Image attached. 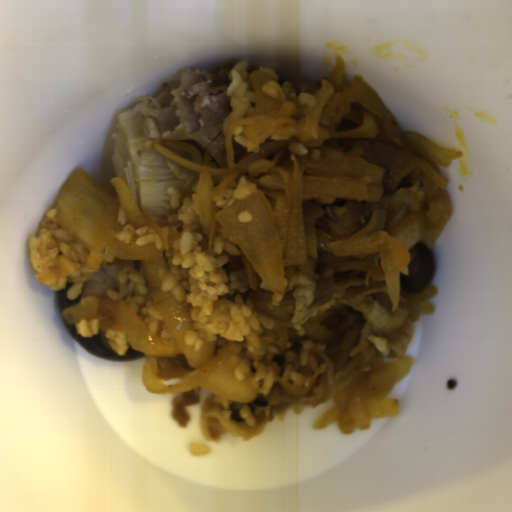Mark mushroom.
Returning a JSON list of instances; mask_svg holds the SVG:
<instances>
[{"mask_svg":"<svg viewBox=\"0 0 512 512\" xmlns=\"http://www.w3.org/2000/svg\"><path fill=\"white\" fill-rule=\"evenodd\" d=\"M71 283L72 281H68L64 289L56 290V298L63 324L73 341H75L87 352L92 353L103 359L121 362L135 360L137 358L145 356L144 352H142L141 350H135L131 345H129L125 354H118L115 350H113L110 347L108 339L106 337V330H103L100 327L98 333L96 334L90 336H82L81 334H79L76 329L75 322L69 323L62 316L63 309H68L77 304H81L79 299L69 300L66 296L67 290L70 287Z\"/></svg>","mask_w":512,"mask_h":512,"instance_id":"983e1aa8","label":"mushroom"}]
</instances>
